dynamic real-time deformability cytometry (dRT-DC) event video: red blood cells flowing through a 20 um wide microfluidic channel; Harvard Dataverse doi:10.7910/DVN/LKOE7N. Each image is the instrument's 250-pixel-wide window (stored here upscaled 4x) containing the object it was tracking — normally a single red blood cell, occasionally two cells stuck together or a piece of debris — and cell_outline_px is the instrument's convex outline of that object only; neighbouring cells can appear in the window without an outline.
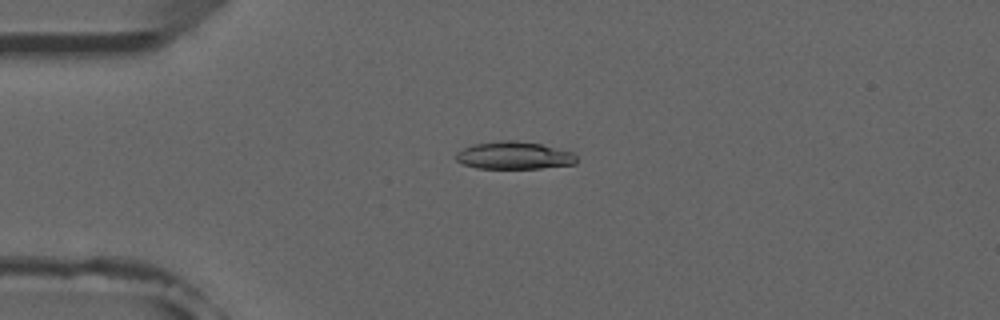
{"species": "common noctule bat (a hibernating species)", "species_latin": "Nyctalus noctula", "temperature_condition": "room temperature", "stored_images_in_passage": 49, "camera_frame_rate_fps": 3000, "um_per_image_px": 0.085, "animal": {"sex": "male", "forearm_length_mm": 52.5}, "frame": {"image": 1, "passage_image": 9, "time_ms": 2.667, "image_size_px": [1000, 320], "cell_outline_px": [[576, 164], [540, 168], [476, 168], [464, 164], [456, 160], [456, 152], [472, 144], [500, 140], [516, 140], [540, 144], [572, 152], [576, 156]], "centroid_in_image_um": [43.68, 13.21], "position_along_channel_um": 41.3, "area_um2": 19.31}}
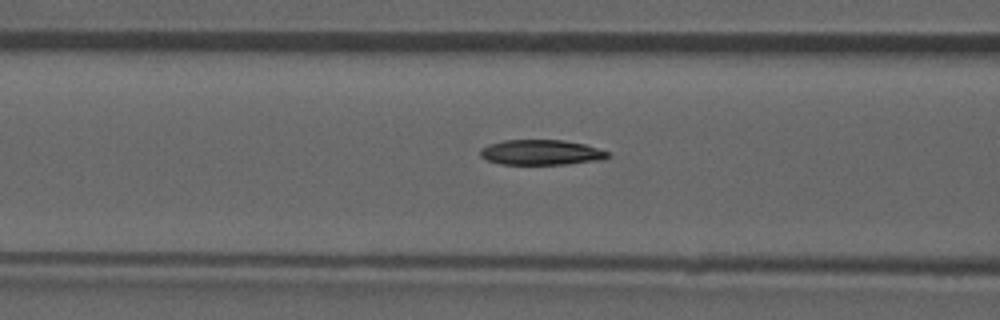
{"frame": {"image": 2, "passage_image": 17, "time_ms": 5.333, "image_size_px": [1000, 320], "cell_outline_px": [[608, 156], [604, 160], [564, 164], [500, 164], [488, 160], [480, 156], [480, 148], [488, 144], [504, 140], [564, 140], [584, 144], [608, 152]], "centroid_in_image_um": [45.97, 12.95], "position_along_channel_um": 120.6, "area_um2": 18.67}}
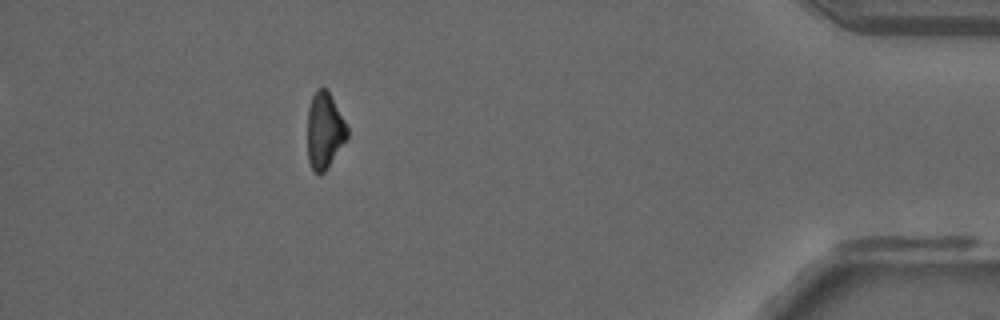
{"frame": {"image": 3, "passage_image": 43, "time_ms": 14.0, "image_size_px": [1000, 320], "cell_outline_px": [[348, 136], [328, 168], [320, 176], [312, 168], [308, 160], [308, 108], [312, 96], [316, 88], [324, 88], [328, 92], [344, 120], [348, 128]], "centroid_in_image_um": [27.57, 11.13], "position_along_channel_um": 407.6, "area_um2": 17.46}, "authors_computed_cell_mechanics": {"area_um2": 19.4786, "velocity_mm_per_s": 3.9386, "shape_relaxation_time_tau1_ms": 7.4177, "shape_relaxation_time_tau2_ms": null, "deformation_change_tau1": 0.1772, "deformation_change_tau2": null}}